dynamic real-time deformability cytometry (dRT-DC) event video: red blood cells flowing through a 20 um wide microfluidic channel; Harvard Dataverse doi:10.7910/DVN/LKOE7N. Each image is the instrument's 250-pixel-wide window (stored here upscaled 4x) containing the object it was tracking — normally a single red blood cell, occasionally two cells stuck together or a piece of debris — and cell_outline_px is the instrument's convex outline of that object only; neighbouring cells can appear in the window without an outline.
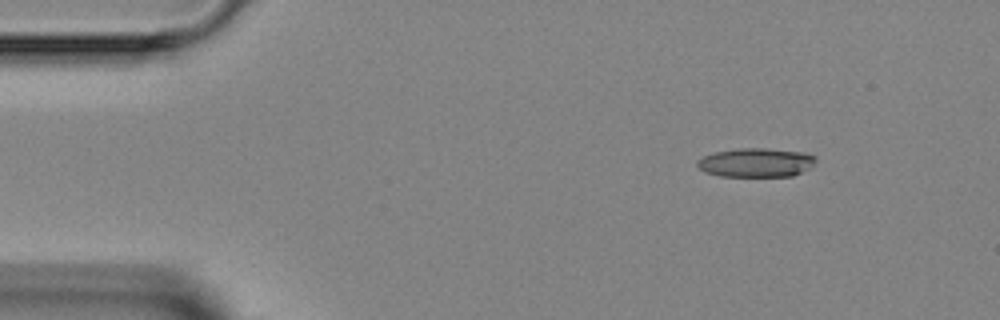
{"species": "Egyptian fruit bat (a non-hibernating species)", "species_latin": "Rousettus aegyptiacus", "temperature_condition": "room temperature", "stored_images_in_passage": 3, "segment_of_instrument_passage": [1, 2], "camera_frame_rate_fps": 3000, "um_per_image_px": 0.085, "animal": {"sex": "female"}, "frame": {"image": 1, "passage_image": 1, "time_ms": 0.0, "image_size_px": [1000, 320], "cell_outline_px": [[816, 160], [812, 168], [792, 176], [720, 176], [704, 172], [696, 164], [696, 160], [704, 156], [716, 152], [736, 148], [768, 148], [804, 152], [816, 156]], "centroid_in_image_um": [64.29, 13.81], "position_along_channel_um": 20.7, "area_um2": 20.23}}